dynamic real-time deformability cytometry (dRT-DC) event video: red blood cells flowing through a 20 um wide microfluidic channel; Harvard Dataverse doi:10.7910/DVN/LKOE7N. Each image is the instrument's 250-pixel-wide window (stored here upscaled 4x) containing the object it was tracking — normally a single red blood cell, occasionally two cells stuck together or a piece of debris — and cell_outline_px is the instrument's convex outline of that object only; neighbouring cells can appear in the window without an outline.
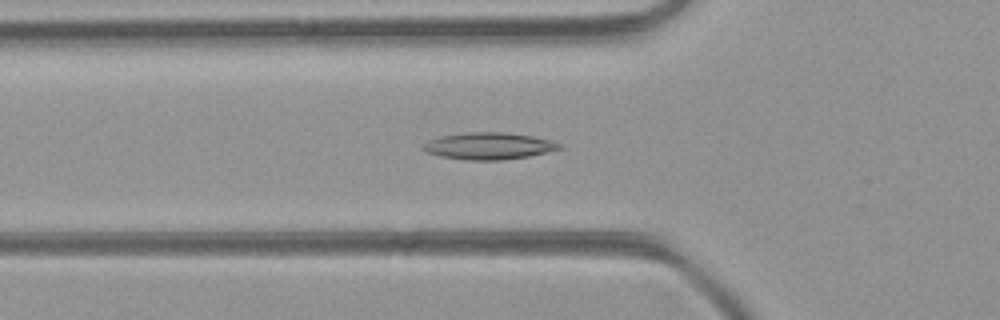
{"species": "common noctule bat (a hibernating species)", "species_latin": "Nyctalus noctula", "temperature_condition": "room temperature", "stored_images_in_passage": 47, "camera_frame_rate_fps": 3000, "um_per_image_px": 0.085, "animal": {"sex": "female", "body_mass_g": 21.9}, "frame": {"image": 1, "passage_image": 16, "time_ms": 5.0, "image_size_px": [1000, 320], "cell_outline_px": [[564, 148], [528, 156], [500, 160], [464, 160], [440, 156], [428, 152], [420, 148], [428, 140], [440, 136], [464, 132], [504, 132], [532, 136], [548, 140], [560, 144]], "centroid_in_image_um": [41.5, 12.4], "position_along_channel_um": 84.3, "area_um2": 21.27}}
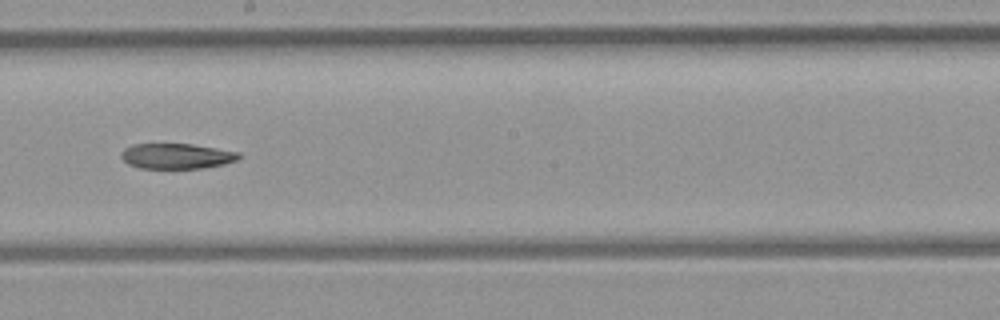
{"frame": {"image": 2, "passage_image": 26, "time_ms": 8.333, "image_size_px": [1000, 320], "cell_outline_px": [[240, 156], [236, 160], [224, 164], [204, 168], [140, 168], [128, 164], [120, 156], [120, 152], [124, 148], [132, 144], [192, 144], [240, 152]], "centroid_in_image_um": [14.99, 13.26], "position_along_channel_um": 233.2, "area_um2": 17.4}}
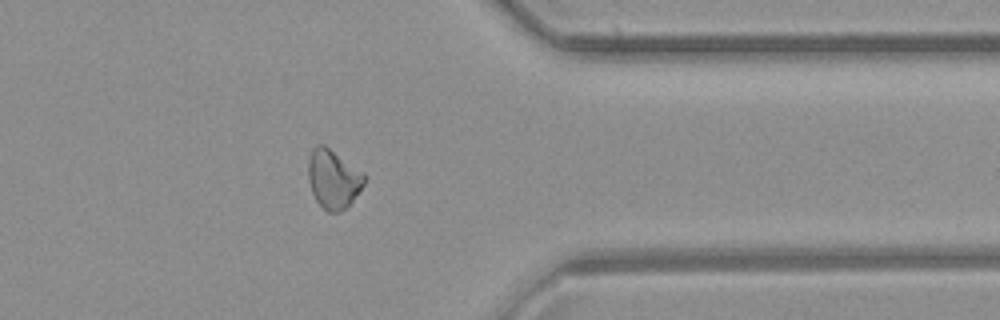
{"frame": {"image": 3, "passage_image": 37, "time_ms": 12.0, "image_size_px": [1000, 320], "cell_outline_px": [[368, 176], [364, 184], [352, 200], [340, 212], [328, 212], [316, 200], [312, 192], [308, 180], [308, 160], [312, 148], [316, 144], [324, 144], [364, 172]], "centroid_in_image_um": [28.33, 15.18], "position_along_channel_um": 383.1, "area_um2": 19.31}}